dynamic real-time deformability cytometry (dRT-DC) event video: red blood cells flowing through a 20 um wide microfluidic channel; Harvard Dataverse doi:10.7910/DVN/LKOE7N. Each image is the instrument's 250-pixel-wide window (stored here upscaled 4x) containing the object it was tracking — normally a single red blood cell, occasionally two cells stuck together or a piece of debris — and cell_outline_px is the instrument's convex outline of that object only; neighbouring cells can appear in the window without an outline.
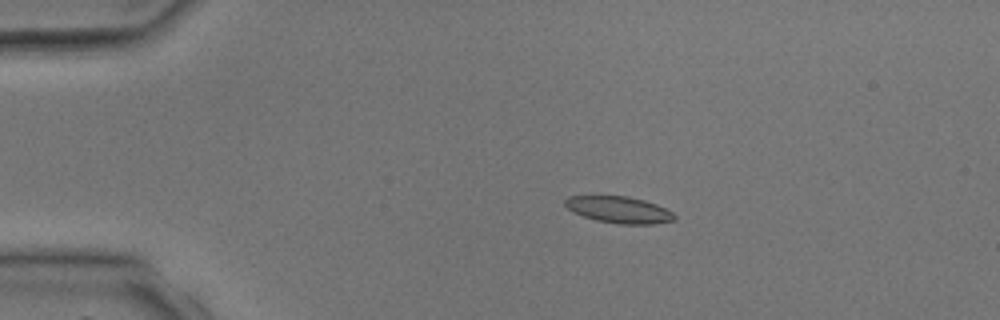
{"species": "common noctule bat (a hibernating species)", "species_latin": "Nyctalus noctula", "temperature_condition": "room temperature", "stored_images_in_passage": 3, "camera_frame_rate_fps": 3000, "um_per_image_px": 0.085, "animal": {"sex": "male", "body_mass_g": 17.9, "forearm_length_mm": 54.2}, "frame": {"image": 1, "passage_image": 2, "time_ms": 1.333, "image_size_px": [1000, 320], "cell_outline_px": [[676, 220], [652, 224], [620, 224], [596, 220], [572, 212], [564, 204], [564, 200], [568, 196], [628, 196], [644, 200], [656, 204], [672, 212], [676, 216]], "centroid_in_image_um": [52.61, 17.83], "position_along_channel_um": 32.4, "area_um2": 16.94}}